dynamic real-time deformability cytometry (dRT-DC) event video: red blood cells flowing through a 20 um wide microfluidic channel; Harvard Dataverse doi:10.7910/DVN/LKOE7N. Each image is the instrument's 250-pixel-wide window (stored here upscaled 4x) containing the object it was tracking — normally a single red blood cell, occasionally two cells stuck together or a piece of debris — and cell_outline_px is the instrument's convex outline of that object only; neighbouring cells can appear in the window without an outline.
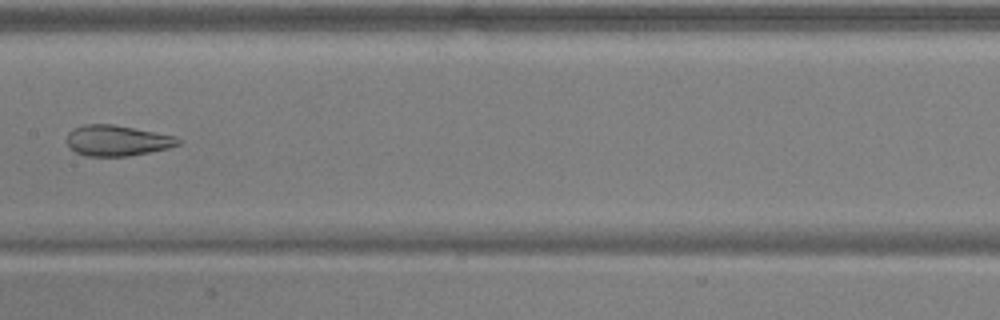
{"species": "common noctule bat (a hibernating species)", "species_latin": "Nyctalus noctula", "temperature_condition": "warm", "stored_images_in_passage": 10, "camera_frame_rate_fps": 3000, "um_per_image_px": 0.085, "animal": {"sex": "male", "body_mass_g": 17.9, "forearm_length_mm": 54.2}, "frame": {"image": 1, "passage_image": 7, "time_ms": 2.0, "image_size_px": [1000, 320], "cell_outline_px": [[180, 144], [168, 148], [128, 156], [88, 156], [76, 152], [68, 144], [68, 132], [72, 128], [84, 124], [112, 124], [176, 136], [180, 140]], "centroid_in_image_um": [9.95, 11.94], "position_along_channel_um": 197.4, "area_um2": 19.71}}